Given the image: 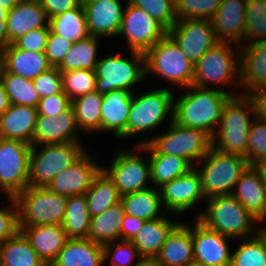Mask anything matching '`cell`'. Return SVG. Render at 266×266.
Segmentation results:
<instances>
[{
	"mask_svg": "<svg viewBox=\"0 0 266 266\" xmlns=\"http://www.w3.org/2000/svg\"><path fill=\"white\" fill-rule=\"evenodd\" d=\"M183 94L175 96L173 121L177 124L202 130L211 138L218 128L223 109L233 97L216 88L191 85Z\"/></svg>",
	"mask_w": 266,
	"mask_h": 266,
	"instance_id": "1",
	"label": "cell"
},
{
	"mask_svg": "<svg viewBox=\"0 0 266 266\" xmlns=\"http://www.w3.org/2000/svg\"><path fill=\"white\" fill-rule=\"evenodd\" d=\"M240 46L231 42L219 41L194 64L193 84L198 87L216 89L239 96ZM211 85V86H210ZM220 85V86H219ZM219 86V87H218ZM234 87L232 91L222 87ZM238 88V89H236Z\"/></svg>",
	"mask_w": 266,
	"mask_h": 266,
	"instance_id": "2",
	"label": "cell"
},
{
	"mask_svg": "<svg viewBox=\"0 0 266 266\" xmlns=\"http://www.w3.org/2000/svg\"><path fill=\"white\" fill-rule=\"evenodd\" d=\"M205 202L206 210L195 215L205 227L234 240L255 236L260 231L261 223L232 194L213 196Z\"/></svg>",
	"mask_w": 266,
	"mask_h": 266,
	"instance_id": "3",
	"label": "cell"
},
{
	"mask_svg": "<svg viewBox=\"0 0 266 266\" xmlns=\"http://www.w3.org/2000/svg\"><path fill=\"white\" fill-rule=\"evenodd\" d=\"M162 134L143 138L137 145L142 146V154H165L182 157L193 167L212 147V138L199 129L175 123Z\"/></svg>",
	"mask_w": 266,
	"mask_h": 266,
	"instance_id": "4",
	"label": "cell"
},
{
	"mask_svg": "<svg viewBox=\"0 0 266 266\" xmlns=\"http://www.w3.org/2000/svg\"><path fill=\"white\" fill-rule=\"evenodd\" d=\"M255 110L247 95L232 97L225 105L212 147L222 153L238 154L248 159L249 129Z\"/></svg>",
	"mask_w": 266,
	"mask_h": 266,
	"instance_id": "5",
	"label": "cell"
},
{
	"mask_svg": "<svg viewBox=\"0 0 266 266\" xmlns=\"http://www.w3.org/2000/svg\"><path fill=\"white\" fill-rule=\"evenodd\" d=\"M135 93L134 91L127 122V139L146 132V135H152L160 125L168 120L173 121L175 92L172 89L164 86L142 92L141 95Z\"/></svg>",
	"mask_w": 266,
	"mask_h": 266,
	"instance_id": "6",
	"label": "cell"
},
{
	"mask_svg": "<svg viewBox=\"0 0 266 266\" xmlns=\"http://www.w3.org/2000/svg\"><path fill=\"white\" fill-rule=\"evenodd\" d=\"M145 78L159 77L171 87L181 89L193 84L194 65L186 58L175 40L167 33L144 53Z\"/></svg>",
	"mask_w": 266,
	"mask_h": 266,
	"instance_id": "7",
	"label": "cell"
},
{
	"mask_svg": "<svg viewBox=\"0 0 266 266\" xmlns=\"http://www.w3.org/2000/svg\"><path fill=\"white\" fill-rule=\"evenodd\" d=\"M248 166L249 163L245 156L222 153L211 147L195 165L201 176L205 198L231 195L235 184Z\"/></svg>",
	"mask_w": 266,
	"mask_h": 266,
	"instance_id": "8",
	"label": "cell"
},
{
	"mask_svg": "<svg viewBox=\"0 0 266 266\" xmlns=\"http://www.w3.org/2000/svg\"><path fill=\"white\" fill-rule=\"evenodd\" d=\"M129 52L131 55L128 58L114 52L99 58L94 69L95 91L100 94L118 89L134 92L135 86L145 81L144 53L132 50Z\"/></svg>",
	"mask_w": 266,
	"mask_h": 266,
	"instance_id": "9",
	"label": "cell"
},
{
	"mask_svg": "<svg viewBox=\"0 0 266 266\" xmlns=\"http://www.w3.org/2000/svg\"><path fill=\"white\" fill-rule=\"evenodd\" d=\"M87 150L82 142L32 146L28 187H47L57 174L70 167Z\"/></svg>",
	"mask_w": 266,
	"mask_h": 266,
	"instance_id": "10",
	"label": "cell"
},
{
	"mask_svg": "<svg viewBox=\"0 0 266 266\" xmlns=\"http://www.w3.org/2000/svg\"><path fill=\"white\" fill-rule=\"evenodd\" d=\"M67 198L47 187H27L15 197L19 226L62 225Z\"/></svg>",
	"mask_w": 266,
	"mask_h": 266,
	"instance_id": "11",
	"label": "cell"
},
{
	"mask_svg": "<svg viewBox=\"0 0 266 266\" xmlns=\"http://www.w3.org/2000/svg\"><path fill=\"white\" fill-rule=\"evenodd\" d=\"M134 148L132 151H129V148H121L114 155L109 167L102 165V170L112 180L121 195L152 187L149 159L141 154V145H136Z\"/></svg>",
	"mask_w": 266,
	"mask_h": 266,
	"instance_id": "12",
	"label": "cell"
},
{
	"mask_svg": "<svg viewBox=\"0 0 266 266\" xmlns=\"http://www.w3.org/2000/svg\"><path fill=\"white\" fill-rule=\"evenodd\" d=\"M32 145L0 138V192L16 197L28 187Z\"/></svg>",
	"mask_w": 266,
	"mask_h": 266,
	"instance_id": "13",
	"label": "cell"
},
{
	"mask_svg": "<svg viewBox=\"0 0 266 266\" xmlns=\"http://www.w3.org/2000/svg\"><path fill=\"white\" fill-rule=\"evenodd\" d=\"M118 37H126L127 49L145 53L161 40L168 30L145 10L125 2ZM124 35V36H123Z\"/></svg>",
	"mask_w": 266,
	"mask_h": 266,
	"instance_id": "14",
	"label": "cell"
},
{
	"mask_svg": "<svg viewBox=\"0 0 266 266\" xmlns=\"http://www.w3.org/2000/svg\"><path fill=\"white\" fill-rule=\"evenodd\" d=\"M168 34L193 65L207 50L219 42L214 34L211 20L207 19L177 21L168 30Z\"/></svg>",
	"mask_w": 266,
	"mask_h": 266,
	"instance_id": "15",
	"label": "cell"
},
{
	"mask_svg": "<svg viewBox=\"0 0 266 266\" xmlns=\"http://www.w3.org/2000/svg\"><path fill=\"white\" fill-rule=\"evenodd\" d=\"M159 191L166 212L178 216L198 207L200 201H206L201 176L195 167L188 173L166 183L159 188Z\"/></svg>",
	"mask_w": 266,
	"mask_h": 266,
	"instance_id": "16",
	"label": "cell"
},
{
	"mask_svg": "<svg viewBox=\"0 0 266 266\" xmlns=\"http://www.w3.org/2000/svg\"><path fill=\"white\" fill-rule=\"evenodd\" d=\"M194 260L204 266H230L232 238L205 227L196 218L191 222Z\"/></svg>",
	"mask_w": 266,
	"mask_h": 266,
	"instance_id": "17",
	"label": "cell"
},
{
	"mask_svg": "<svg viewBox=\"0 0 266 266\" xmlns=\"http://www.w3.org/2000/svg\"><path fill=\"white\" fill-rule=\"evenodd\" d=\"M91 155L86 151L70 167L57 174L47 188L66 197L85 194L102 169V164Z\"/></svg>",
	"mask_w": 266,
	"mask_h": 266,
	"instance_id": "18",
	"label": "cell"
},
{
	"mask_svg": "<svg viewBox=\"0 0 266 266\" xmlns=\"http://www.w3.org/2000/svg\"><path fill=\"white\" fill-rule=\"evenodd\" d=\"M125 1L128 0H82L88 34L98 38H117Z\"/></svg>",
	"mask_w": 266,
	"mask_h": 266,
	"instance_id": "19",
	"label": "cell"
},
{
	"mask_svg": "<svg viewBox=\"0 0 266 266\" xmlns=\"http://www.w3.org/2000/svg\"><path fill=\"white\" fill-rule=\"evenodd\" d=\"M78 134L80 129L76 122L74 108L71 106L58 116H37L33 146L82 142Z\"/></svg>",
	"mask_w": 266,
	"mask_h": 266,
	"instance_id": "20",
	"label": "cell"
},
{
	"mask_svg": "<svg viewBox=\"0 0 266 266\" xmlns=\"http://www.w3.org/2000/svg\"><path fill=\"white\" fill-rule=\"evenodd\" d=\"M247 0H222L211 19L218 41L243 45Z\"/></svg>",
	"mask_w": 266,
	"mask_h": 266,
	"instance_id": "21",
	"label": "cell"
},
{
	"mask_svg": "<svg viewBox=\"0 0 266 266\" xmlns=\"http://www.w3.org/2000/svg\"><path fill=\"white\" fill-rule=\"evenodd\" d=\"M266 87V41L240 46V95Z\"/></svg>",
	"mask_w": 266,
	"mask_h": 266,
	"instance_id": "22",
	"label": "cell"
},
{
	"mask_svg": "<svg viewBox=\"0 0 266 266\" xmlns=\"http://www.w3.org/2000/svg\"><path fill=\"white\" fill-rule=\"evenodd\" d=\"M132 98L130 90L118 89L102 94L101 133L112 132L115 139H126Z\"/></svg>",
	"mask_w": 266,
	"mask_h": 266,
	"instance_id": "23",
	"label": "cell"
},
{
	"mask_svg": "<svg viewBox=\"0 0 266 266\" xmlns=\"http://www.w3.org/2000/svg\"><path fill=\"white\" fill-rule=\"evenodd\" d=\"M6 23L8 42L12 44L21 35L49 26V18L39 0H21L8 11Z\"/></svg>",
	"mask_w": 266,
	"mask_h": 266,
	"instance_id": "24",
	"label": "cell"
},
{
	"mask_svg": "<svg viewBox=\"0 0 266 266\" xmlns=\"http://www.w3.org/2000/svg\"><path fill=\"white\" fill-rule=\"evenodd\" d=\"M232 195L260 223L266 222V188L252 165L242 173Z\"/></svg>",
	"mask_w": 266,
	"mask_h": 266,
	"instance_id": "25",
	"label": "cell"
},
{
	"mask_svg": "<svg viewBox=\"0 0 266 266\" xmlns=\"http://www.w3.org/2000/svg\"><path fill=\"white\" fill-rule=\"evenodd\" d=\"M37 108L11 104L0 117V138L19 140L33 146Z\"/></svg>",
	"mask_w": 266,
	"mask_h": 266,
	"instance_id": "26",
	"label": "cell"
},
{
	"mask_svg": "<svg viewBox=\"0 0 266 266\" xmlns=\"http://www.w3.org/2000/svg\"><path fill=\"white\" fill-rule=\"evenodd\" d=\"M37 255L50 266L64 247L67 236L61 225L19 226Z\"/></svg>",
	"mask_w": 266,
	"mask_h": 266,
	"instance_id": "27",
	"label": "cell"
},
{
	"mask_svg": "<svg viewBox=\"0 0 266 266\" xmlns=\"http://www.w3.org/2000/svg\"><path fill=\"white\" fill-rule=\"evenodd\" d=\"M2 68L10 73L34 80L41 73L52 67L45 52L27 51L16 48L13 44L0 52Z\"/></svg>",
	"mask_w": 266,
	"mask_h": 266,
	"instance_id": "28",
	"label": "cell"
},
{
	"mask_svg": "<svg viewBox=\"0 0 266 266\" xmlns=\"http://www.w3.org/2000/svg\"><path fill=\"white\" fill-rule=\"evenodd\" d=\"M168 215L169 213H166L158 219L145 221L131 241L142 258H155L169 234L182 221L181 218L173 220Z\"/></svg>",
	"mask_w": 266,
	"mask_h": 266,
	"instance_id": "29",
	"label": "cell"
},
{
	"mask_svg": "<svg viewBox=\"0 0 266 266\" xmlns=\"http://www.w3.org/2000/svg\"><path fill=\"white\" fill-rule=\"evenodd\" d=\"M164 266H184L194 260L191 223L181 221L155 257Z\"/></svg>",
	"mask_w": 266,
	"mask_h": 266,
	"instance_id": "30",
	"label": "cell"
},
{
	"mask_svg": "<svg viewBox=\"0 0 266 266\" xmlns=\"http://www.w3.org/2000/svg\"><path fill=\"white\" fill-rule=\"evenodd\" d=\"M50 266H104L103 245L86 239H67Z\"/></svg>",
	"mask_w": 266,
	"mask_h": 266,
	"instance_id": "31",
	"label": "cell"
},
{
	"mask_svg": "<svg viewBox=\"0 0 266 266\" xmlns=\"http://www.w3.org/2000/svg\"><path fill=\"white\" fill-rule=\"evenodd\" d=\"M120 203L125 214L145 221L158 219L167 213L162 205L159 189L153 186L122 195Z\"/></svg>",
	"mask_w": 266,
	"mask_h": 266,
	"instance_id": "32",
	"label": "cell"
},
{
	"mask_svg": "<svg viewBox=\"0 0 266 266\" xmlns=\"http://www.w3.org/2000/svg\"><path fill=\"white\" fill-rule=\"evenodd\" d=\"M124 214L122 204L118 203L102 214L91 217L88 239L101 245L121 240V224Z\"/></svg>",
	"mask_w": 266,
	"mask_h": 266,
	"instance_id": "33",
	"label": "cell"
},
{
	"mask_svg": "<svg viewBox=\"0 0 266 266\" xmlns=\"http://www.w3.org/2000/svg\"><path fill=\"white\" fill-rule=\"evenodd\" d=\"M121 196L112 180L101 169L94 177L91 187L85 193L90 217L98 216L110 207L120 203Z\"/></svg>",
	"mask_w": 266,
	"mask_h": 266,
	"instance_id": "34",
	"label": "cell"
},
{
	"mask_svg": "<svg viewBox=\"0 0 266 266\" xmlns=\"http://www.w3.org/2000/svg\"><path fill=\"white\" fill-rule=\"evenodd\" d=\"M0 266H47L19 231L0 244Z\"/></svg>",
	"mask_w": 266,
	"mask_h": 266,
	"instance_id": "35",
	"label": "cell"
},
{
	"mask_svg": "<svg viewBox=\"0 0 266 266\" xmlns=\"http://www.w3.org/2000/svg\"><path fill=\"white\" fill-rule=\"evenodd\" d=\"M90 214L85 194L67 198L62 228L67 239H86L90 228Z\"/></svg>",
	"mask_w": 266,
	"mask_h": 266,
	"instance_id": "36",
	"label": "cell"
},
{
	"mask_svg": "<svg viewBox=\"0 0 266 266\" xmlns=\"http://www.w3.org/2000/svg\"><path fill=\"white\" fill-rule=\"evenodd\" d=\"M102 94L93 91L72 100L76 122L80 131L86 134L101 132Z\"/></svg>",
	"mask_w": 266,
	"mask_h": 266,
	"instance_id": "37",
	"label": "cell"
},
{
	"mask_svg": "<svg viewBox=\"0 0 266 266\" xmlns=\"http://www.w3.org/2000/svg\"><path fill=\"white\" fill-rule=\"evenodd\" d=\"M147 155L151 166V183L157 189L194 168L182 157L165 154Z\"/></svg>",
	"mask_w": 266,
	"mask_h": 266,
	"instance_id": "38",
	"label": "cell"
},
{
	"mask_svg": "<svg viewBox=\"0 0 266 266\" xmlns=\"http://www.w3.org/2000/svg\"><path fill=\"white\" fill-rule=\"evenodd\" d=\"M101 38L88 35L72 44L63 62L58 66L60 71L66 70H94L99 60L98 50ZM98 58V59H97Z\"/></svg>",
	"mask_w": 266,
	"mask_h": 266,
	"instance_id": "39",
	"label": "cell"
},
{
	"mask_svg": "<svg viewBox=\"0 0 266 266\" xmlns=\"http://www.w3.org/2000/svg\"><path fill=\"white\" fill-rule=\"evenodd\" d=\"M50 31L75 43L87 37L86 16L82 3L74 9L49 18Z\"/></svg>",
	"mask_w": 266,
	"mask_h": 266,
	"instance_id": "40",
	"label": "cell"
},
{
	"mask_svg": "<svg viewBox=\"0 0 266 266\" xmlns=\"http://www.w3.org/2000/svg\"><path fill=\"white\" fill-rule=\"evenodd\" d=\"M252 237L239 239V248L232 252L230 266H266V227Z\"/></svg>",
	"mask_w": 266,
	"mask_h": 266,
	"instance_id": "41",
	"label": "cell"
},
{
	"mask_svg": "<svg viewBox=\"0 0 266 266\" xmlns=\"http://www.w3.org/2000/svg\"><path fill=\"white\" fill-rule=\"evenodd\" d=\"M0 82L3 84L11 104L37 108L40 97L32 80L7 72L2 68Z\"/></svg>",
	"mask_w": 266,
	"mask_h": 266,
	"instance_id": "42",
	"label": "cell"
},
{
	"mask_svg": "<svg viewBox=\"0 0 266 266\" xmlns=\"http://www.w3.org/2000/svg\"><path fill=\"white\" fill-rule=\"evenodd\" d=\"M266 41V0H247L243 45Z\"/></svg>",
	"mask_w": 266,
	"mask_h": 266,
	"instance_id": "43",
	"label": "cell"
},
{
	"mask_svg": "<svg viewBox=\"0 0 266 266\" xmlns=\"http://www.w3.org/2000/svg\"><path fill=\"white\" fill-rule=\"evenodd\" d=\"M63 91L71 100L95 91L96 75L94 70L61 71Z\"/></svg>",
	"mask_w": 266,
	"mask_h": 266,
	"instance_id": "44",
	"label": "cell"
},
{
	"mask_svg": "<svg viewBox=\"0 0 266 266\" xmlns=\"http://www.w3.org/2000/svg\"><path fill=\"white\" fill-rule=\"evenodd\" d=\"M141 259L131 241L118 240L103 245L104 265L108 263L111 266H137Z\"/></svg>",
	"mask_w": 266,
	"mask_h": 266,
	"instance_id": "45",
	"label": "cell"
},
{
	"mask_svg": "<svg viewBox=\"0 0 266 266\" xmlns=\"http://www.w3.org/2000/svg\"><path fill=\"white\" fill-rule=\"evenodd\" d=\"M222 0H174L176 20H211Z\"/></svg>",
	"mask_w": 266,
	"mask_h": 266,
	"instance_id": "46",
	"label": "cell"
},
{
	"mask_svg": "<svg viewBox=\"0 0 266 266\" xmlns=\"http://www.w3.org/2000/svg\"><path fill=\"white\" fill-rule=\"evenodd\" d=\"M145 10L152 18L169 30L176 22L174 0H128Z\"/></svg>",
	"mask_w": 266,
	"mask_h": 266,
	"instance_id": "47",
	"label": "cell"
},
{
	"mask_svg": "<svg viewBox=\"0 0 266 266\" xmlns=\"http://www.w3.org/2000/svg\"><path fill=\"white\" fill-rule=\"evenodd\" d=\"M266 159V121L253 118L249 129L248 163Z\"/></svg>",
	"mask_w": 266,
	"mask_h": 266,
	"instance_id": "48",
	"label": "cell"
},
{
	"mask_svg": "<svg viewBox=\"0 0 266 266\" xmlns=\"http://www.w3.org/2000/svg\"><path fill=\"white\" fill-rule=\"evenodd\" d=\"M6 199L8 203L4 207L0 206V244L20 231L17 201L15 197H6Z\"/></svg>",
	"mask_w": 266,
	"mask_h": 266,
	"instance_id": "49",
	"label": "cell"
},
{
	"mask_svg": "<svg viewBox=\"0 0 266 266\" xmlns=\"http://www.w3.org/2000/svg\"><path fill=\"white\" fill-rule=\"evenodd\" d=\"M32 81L40 99L63 91L62 74L58 67H50Z\"/></svg>",
	"mask_w": 266,
	"mask_h": 266,
	"instance_id": "50",
	"label": "cell"
},
{
	"mask_svg": "<svg viewBox=\"0 0 266 266\" xmlns=\"http://www.w3.org/2000/svg\"><path fill=\"white\" fill-rule=\"evenodd\" d=\"M72 44L71 41L50 31L44 50L48 63L52 67H58L70 51Z\"/></svg>",
	"mask_w": 266,
	"mask_h": 266,
	"instance_id": "51",
	"label": "cell"
},
{
	"mask_svg": "<svg viewBox=\"0 0 266 266\" xmlns=\"http://www.w3.org/2000/svg\"><path fill=\"white\" fill-rule=\"evenodd\" d=\"M49 33V26L40 27L21 35L12 44L22 50L44 52Z\"/></svg>",
	"mask_w": 266,
	"mask_h": 266,
	"instance_id": "52",
	"label": "cell"
},
{
	"mask_svg": "<svg viewBox=\"0 0 266 266\" xmlns=\"http://www.w3.org/2000/svg\"><path fill=\"white\" fill-rule=\"evenodd\" d=\"M72 106V100L62 91L59 94L51 95L40 99L37 112L38 115L58 116Z\"/></svg>",
	"mask_w": 266,
	"mask_h": 266,
	"instance_id": "53",
	"label": "cell"
},
{
	"mask_svg": "<svg viewBox=\"0 0 266 266\" xmlns=\"http://www.w3.org/2000/svg\"><path fill=\"white\" fill-rule=\"evenodd\" d=\"M39 2L45 9L48 18H52L65 11L77 8L82 0H39Z\"/></svg>",
	"mask_w": 266,
	"mask_h": 266,
	"instance_id": "54",
	"label": "cell"
},
{
	"mask_svg": "<svg viewBox=\"0 0 266 266\" xmlns=\"http://www.w3.org/2000/svg\"><path fill=\"white\" fill-rule=\"evenodd\" d=\"M144 223L145 220L141 218L124 214L121 224V240L132 241Z\"/></svg>",
	"mask_w": 266,
	"mask_h": 266,
	"instance_id": "55",
	"label": "cell"
},
{
	"mask_svg": "<svg viewBox=\"0 0 266 266\" xmlns=\"http://www.w3.org/2000/svg\"><path fill=\"white\" fill-rule=\"evenodd\" d=\"M247 96L254 106L255 117L266 121V87L256 89Z\"/></svg>",
	"mask_w": 266,
	"mask_h": 266,
	"instance_id": "56",
	"label": "cell"
},
{
	"mask_svg": "<svg viewBox=\"0 0 266 266\" xmlns=\"http://www.w3.org/2000/svg\"><path fill=\"white\" fill-rule=\"evenodd\" d=\"M10 105V99L5 91L3 84L0 82V117L6 112Z\"/></svg>",
	"mask_w": 266,
	"mask_h": 266,
	"instance_id": "57",
	"label": "cell"
},
{
	"mask_svg": "<svg viewBox=\"0 0 266 266\" xmlns=\"http://www.w3.org/2000/svg\"><path fill=\"white\" fill-rule=\"evenodd\" d=\"M9 45L6 20H0V52Z\"/></svg>",
	"mask_w": 266,
	"mask_h": 266,
	"instance_id": "58",
	"label": "cell"
},
{
	"mask_svg": "<svg viewBox=\"0 0 266 266\" xmlns=\"http://www.w3.org/2000/svg\"><path fill=\"white\" fill-rule=\"evenodd\" d=\"M254 169L258 172L262 184L266 188V159H262L252 164Z\"/></svg>",
	"mask_w": 266,
	"mask_h": 266,
	"instance_id": "59",
	"label": "cell"
},
{
	"mask_svg": "<svg viewBox=\"0 0 266 266\" xmlns=\"http://www.w3.org/2000/svg\"><path fill=\"white\" fill-rule=\"evenodd\" d=\"M137 266H164L156 258H142Z\"/></svg>",
	"mask_w": 266,
	"mask_h": 266,
	"instance_id": "60",
	"label": "cell"
},
{
	"mask_svg": "<svg viewBox=\"0 0 266 266\" xmlns=\"http://www.w3.org/2000/svg\"><path fill=\"white\" fill-rule=\"evenodd\" d=\"M20 1L21 0H0V5L9 11Z\"/></svg>",
	"mask_w": 266,
	"mask_h": 266,
	"instance_id": "61",
	"label": "cell"
},
{
	"mask_svg": "<svg viewBox=\"0 0 266 266\" xmlns=\"http://www.w3.org/2000/svg\"><path fill=\"white\" fill-rule=\"evenodd\" d=\"M7 14H8V10L3 8L1 5H0V20H6L7 18Z\"/></svg>",
	"mask_w": 266,
	"mask_h": 266,
	"instance_id": "62",
	"label": "cell"
},
{
	"mask_svg": "<svg viewBox=\"0 0 266 266\" xmlns=\"http://www.w3.org/2000/svg\"><path fill=\"white\" fill-rule=\"evenodd\" d=\"M184 266H204V265L202 263H200V262H197V261L193 260V261L185 264Z\"/></svg>",
	"mask_w": 266,
	"mask_h": 266,
	"instance_id": "63",
	"label": "cell"
},
{
	"mask_svg": "<svg viewBox=\"0 0 266 266\" xmlns=\"http://www.w3.org/2000/svg\"><path fill=\"white\" fill-rule=\"evenodd\" d=\"M1 71H2V58H1V55H0V75H1Z\"/></svg>",
	"mask_w": 266,
	"mask_h": 266,
	"instance_id": "64",
	"label": "cell"
}]
</instances>
